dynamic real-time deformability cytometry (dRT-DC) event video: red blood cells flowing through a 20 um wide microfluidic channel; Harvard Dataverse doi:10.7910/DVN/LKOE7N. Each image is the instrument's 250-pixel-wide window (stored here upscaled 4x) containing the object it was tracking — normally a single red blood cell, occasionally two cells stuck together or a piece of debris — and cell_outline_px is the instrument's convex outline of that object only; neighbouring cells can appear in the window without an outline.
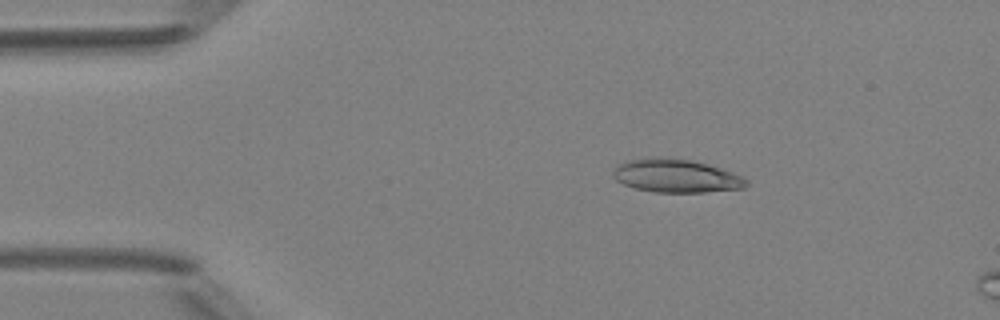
{"species": "Egyptian fruit bat (a non-hibernating species)", "species_latin": "Rousettus aegyptiacus", "temperature_condition": "room temperature", "stored_images_in_passage": 15, "camera_frame_rate_fps": 3000, "um_per_image_px": 0.085, "animal": {"sex": "female"}, "frame": {"image": 1, "passage_image": 9, "time_ms": 2.667, "image_size_px": [1000, 320], "cell_outline_px": [[748, 184], [744, 188], [704, 192], [656, 192], [636, 188], [624, 184], [616, 180], [612, 176], [612, 172], [616, 164], [628, 160], [652, 156], [660, 156], [692, 160], [708, 164], [744, 176], [748, 180]], "centroid_in_image_um": [57.45, 14.93], "position_along_channel_um": 27.5, "area_um2": 26.18}}